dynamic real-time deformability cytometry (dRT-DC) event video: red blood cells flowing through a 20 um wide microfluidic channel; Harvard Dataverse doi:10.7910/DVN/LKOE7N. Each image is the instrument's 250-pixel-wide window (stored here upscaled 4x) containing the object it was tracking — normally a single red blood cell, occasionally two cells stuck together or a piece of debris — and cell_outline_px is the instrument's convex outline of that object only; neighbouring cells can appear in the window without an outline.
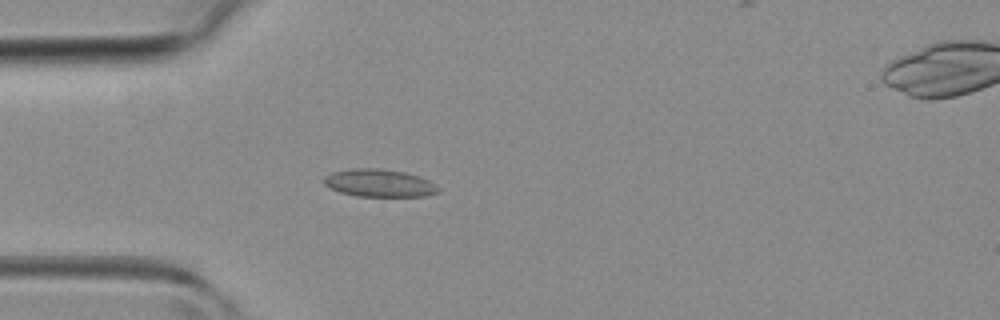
{"species": "common noctule bat (a hibernating species)", "species_latin": "Nyctalus noctula", "temperature_condition": "room temperature", "stored_images_in_passage": 45, "camera_frame_rate_fps": 3000, "um_per_image_px": 0.085, "animal": {"sex": "female", "body_mass_g": 19.3, "forearm_length_mm": 54.1}, "frame": {"image": 1, "passage_image": 12, "time_ms": 3.667, "image_size_px": [1000, 320], "cell_outline_px": [[440, 192], [424, 196], [356, 196], [340, 192], [324, 184], [324, 176], [332, 172], [352, 168], [376, 168], [404, 172], [420, 176], [436, 184], [440, 188]], "centroid_in_image_um": [32.26, 15.56], "position_along_channel_um": 52.7, "area_um2": 18.44}}
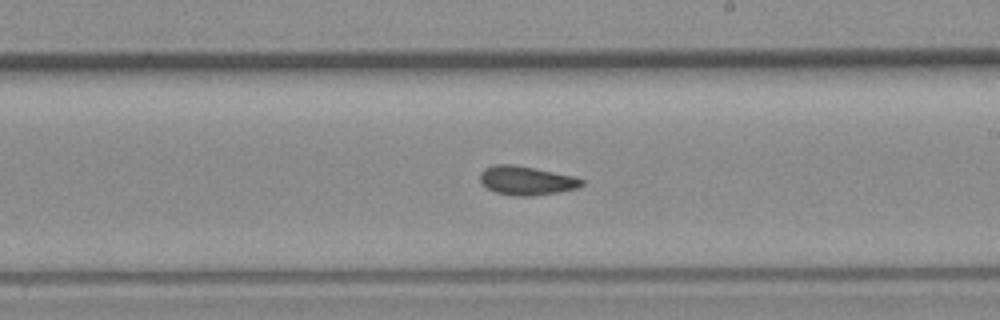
{"frame": {"image": 2, "passage_image": 25, "time_ms": 8.0, "image_size_px": [1000, 320], "cell_outline_px": [[584, 184], [580, 188], [560, 192], [532, 196], [516, 196], [496, 192], [488, 188], [480, 180], [480, 172], [484, 168], [492, 164], [512, 164], [576, 176], [584, 180]], "centroid_in_image_um": [44.79, 15.34], "position_along_channel_um": 244.2, "area_um2": 17.28}}
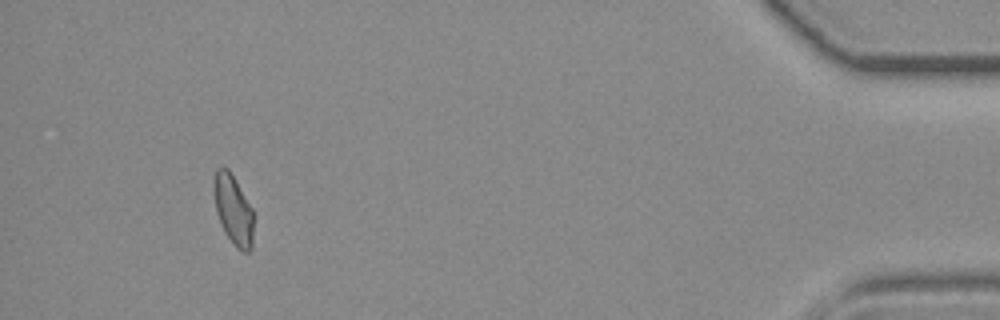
{"frame": {"image": 3, "passage_image": 41, "time_ms": 13.333, "image_size_px": [1000, 320], "cell_outline_px": [[252, 248], [248, 252], [244, 252], [236, 248], [224, 232], [216, 212], [216, 168], [228, 168], [252, 208]], "centroid_in_image_um": [19.86, 17.9], "position_along_channel_um": 415.3, "area_um2": 15.43}}